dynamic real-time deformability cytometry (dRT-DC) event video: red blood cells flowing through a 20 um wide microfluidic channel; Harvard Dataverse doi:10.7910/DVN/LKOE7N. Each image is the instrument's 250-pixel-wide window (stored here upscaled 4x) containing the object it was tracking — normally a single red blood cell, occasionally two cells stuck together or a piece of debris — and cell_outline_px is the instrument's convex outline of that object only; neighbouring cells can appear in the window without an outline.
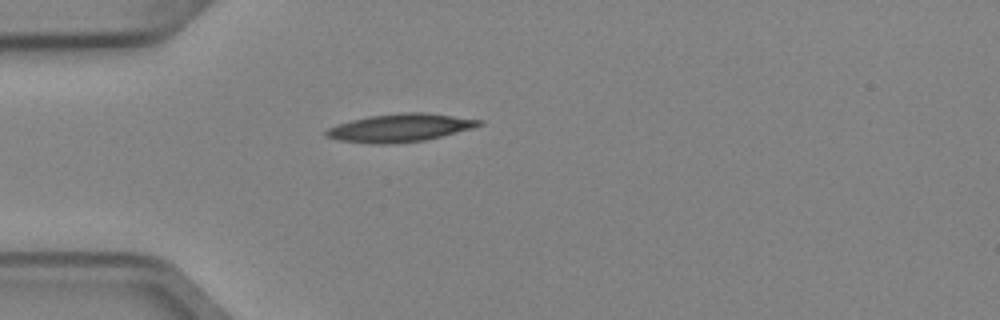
{"species": "Egyptian fruit bat (a non-hibernating species)", "species_latin": "Rousettus aegyptiacus", "temperature_condition": "cold", "stored_images_in_passage": 4, "camera_frame_rate_fps": 3000, "um_per_image_px": 0.085, "animal": {"sex": "female"}, "frame": {"image": 1, "passage_image": 4, "time_ms": 1.0, "image_size_px": [1000, 320], "cell_outline_px": [[484, 124], [472, 128], [424, 140], [392, 144], [372, 144], [340, 140], [324, 136], [324, 132], [328, 128], [336, 124], [368, 116], [404, 112], [424, 112], [484, 120]], "centroid_in_image_um": [33.98, 10.86], "position_along_channel_um": 51.0, "area_um2": 24.91}}